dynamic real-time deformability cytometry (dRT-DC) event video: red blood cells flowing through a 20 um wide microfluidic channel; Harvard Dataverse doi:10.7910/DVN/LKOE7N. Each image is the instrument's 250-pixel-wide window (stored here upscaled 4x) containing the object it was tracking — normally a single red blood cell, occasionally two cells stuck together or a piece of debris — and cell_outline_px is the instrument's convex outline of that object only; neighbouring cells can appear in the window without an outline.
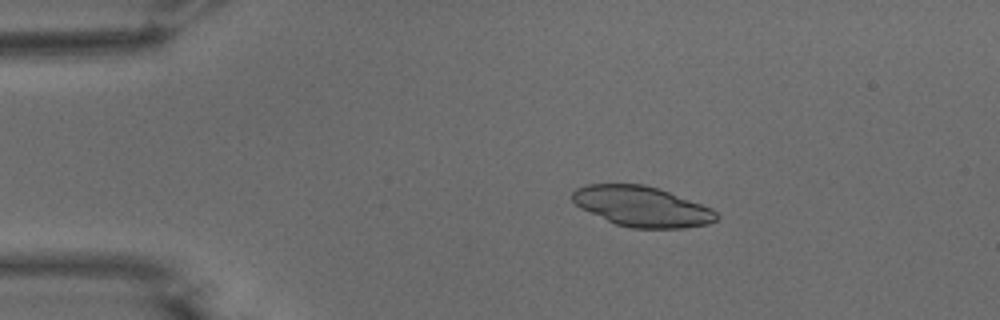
{"species": "common noctule bat (a hibernating species)", "species_latin": "Nyctalus noctula", "temperature_condition": "warm", "stored_images_in_passage": 48, "camera_frame_rate_fps": 3000, "um_per_image_px": 0.085, "animal": {"sex": "male", "body_mass_g": 15.6}, "frame": {"image": 1, "passage_image": 5, "time_ms": 1.333, "image_size_px": [1000, 320], "cell_outline_px": [[720, 216], [716, 220], [708, 224], [684, 228], [632, 228], [616, 224], [580, 208], [572, 200], [572, 192], [576, 188], [588, 184], [644, 184], [660, 188], [712, 208]], "centroid_in_image_um": [54.58, 17.54], "position_along_channel_um": 30.4, "area_um2": 33.87}}